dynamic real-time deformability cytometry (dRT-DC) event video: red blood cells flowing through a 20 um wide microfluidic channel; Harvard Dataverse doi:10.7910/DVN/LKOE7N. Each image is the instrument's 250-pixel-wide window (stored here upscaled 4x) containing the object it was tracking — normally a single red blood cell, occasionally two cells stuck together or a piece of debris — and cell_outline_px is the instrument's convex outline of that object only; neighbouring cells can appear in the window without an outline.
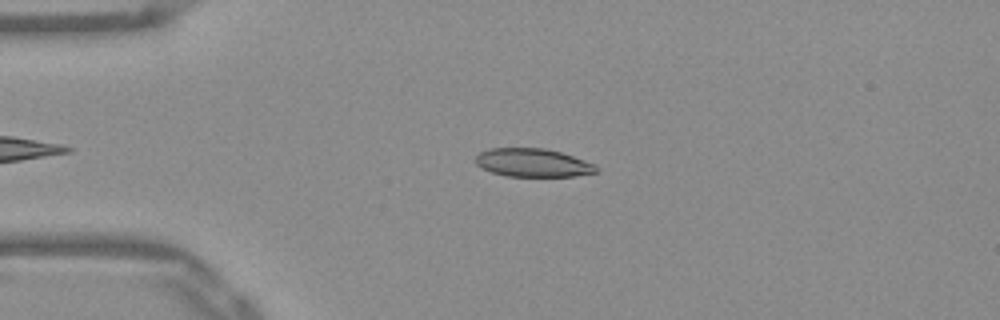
{"species": "Egyptian fruit bat (a non-hibernating species)", "species_latin": "Rousettus aegyptiacus", "temperature_condition": "warm", "stored_images_in_passage": 47, "camera_frame_rate_fps": 3000, "um_per_image_px": 0.085, "frame": {"image": 1, "passage_image": 12, "time_ms": 3.667, "image_size_px": [1000, 320], "cell_outline_px": [[596, 172], [572, 176], [504, 176], [492, 172], [476, 164], [476, 156], [480, 152], [488, 148], [544, 148], [560, 152], [596, 164]], "centroid_in_image_um": [45.26, 13.82], "position_along_channel_um": 39.7, "area_um2": 19.71}}
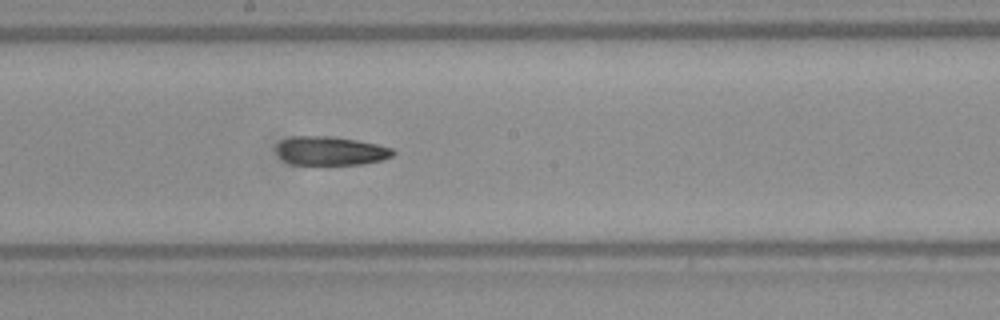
{"frame": {"image": 2, "passage_image": 28, "time_ms": 9.0, "image_size_px": [1000, 320], "cell_outline_px": [[396, 152], [392, 156], [380, 160], [364, 164], [292, 164], [284, 160], [276, 152], [276, 144], [280, 140], [292, 136], [328, 136], [356, 140], [376, 144], [392, 148]], "centroid_in_image_um": [28.07, 12.81], "position_along_channel_um": 220.1, "area_um2": 19.48}}
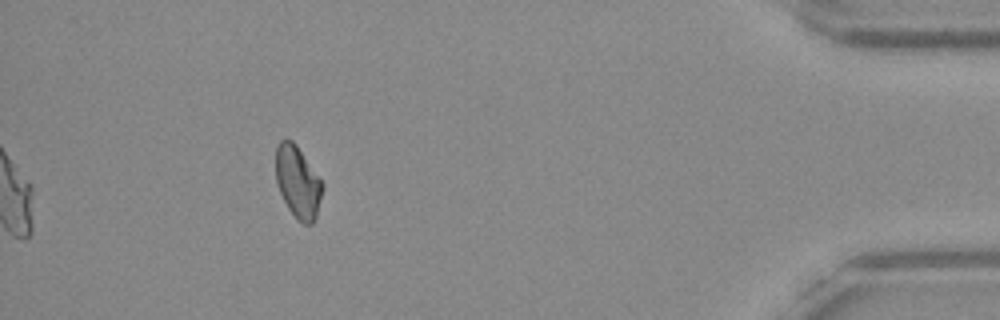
{"frame": {"image": 3, "passage_image": 47, "time_ms": 15.333, "image_size_px": [1000, 320], "cell_outline_px": [[324, 188], [316, 216], [312, 224], [304, 224], [296, 220], [288, 208], [276, 184], [276, 144], [284, 136], [292, 140], [296, 144], [324, 184]], "centroid_in_image_um": [25.3, 15.45], "position_along_channel_um": 409.9, "area_um2": 19.83}}